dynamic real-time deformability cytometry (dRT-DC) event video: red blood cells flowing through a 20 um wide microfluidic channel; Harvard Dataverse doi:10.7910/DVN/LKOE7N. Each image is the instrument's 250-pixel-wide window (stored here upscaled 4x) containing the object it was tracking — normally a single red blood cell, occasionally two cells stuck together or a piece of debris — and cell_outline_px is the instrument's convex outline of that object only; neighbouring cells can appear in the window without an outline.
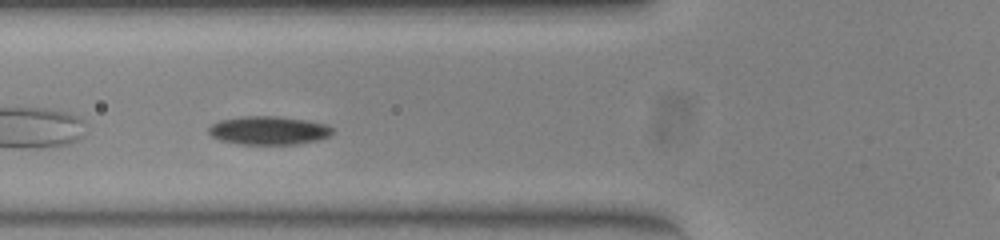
{"species": "common noctule bat (a hibernating species)", "species_latin": "Nyctalus noctula", "temperature_condition": "warm", "stored_images_in_passage": 38, "camera_frame_rate_fps": 3000, "um_per_image_px": 0.085, "animal": {"sex": "female", "body_mass_g": 23.0, "forearm_length_mm": 53.4}, "frame": {"image": 1, "passage_image": 6, "time_ms": 1.667, "image_size_px": [1000, 240], "cell_outline_px": [[332, 132], [328, 136], [316, 140], [296, 144], [240, 144], [220, 140], [212, 136], [208, 132], [208, 128], [212, 124], [220, 120], [244, 116], [276, 116], [304, 120], [324, 124], [332, 128]], "centroid_in_image_um": [22.78, 11.09], "position_along_channel_um": 103.0, "area_um2": 20.23}, "authors_computed_cell_mechanics": {"area_um2": 20.23, "velocity_mm_per_s": 3.7343, "shape_relaxation_time_tau1_ms": 3.5733, "shape_relaxation_time_tau2_ms": 2.5914, "deformation_change_tau1": 0.0768, "deformation_change_tau2": 0.0227}}